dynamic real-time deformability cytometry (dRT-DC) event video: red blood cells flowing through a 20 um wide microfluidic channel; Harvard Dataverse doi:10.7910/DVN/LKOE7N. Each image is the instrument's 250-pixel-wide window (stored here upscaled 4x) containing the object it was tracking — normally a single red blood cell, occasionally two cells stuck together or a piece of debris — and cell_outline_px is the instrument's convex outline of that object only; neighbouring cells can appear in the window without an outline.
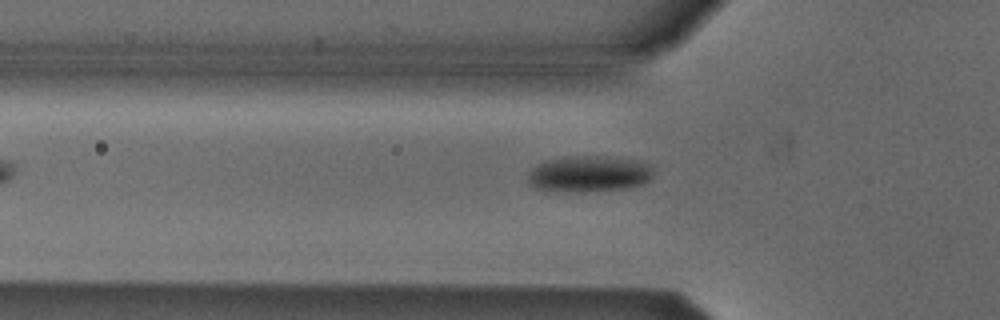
{"species": "Egyptian fruit bat (a non-hibernating species)", "species_latin": "Rousettus aegyptiacus", "temperature_condition": "cold", "stored_images_in_passage": 4, "camera_frame_rate_fps": 3000, "um_per_image_px": 0.085, "animal": {"sex": "male"}, "frame": {"image": 1, "passage_image": 4, "time_ms": 3.667, "image_size_px": [1000, 320], "cell_outline_px": [[652, 176], [644, 184], [624, 188], [584, 192], [580, 192], [536, 188], [528, 184], [528, 172], [532, 168], [544, 160], [568, 156], [600, 156], [636, 160], [652, 164]], "centroid_in_image_um": [50.06, 14.77], "position_along_channel_um": 75.7, "area_um2": 26.47}}